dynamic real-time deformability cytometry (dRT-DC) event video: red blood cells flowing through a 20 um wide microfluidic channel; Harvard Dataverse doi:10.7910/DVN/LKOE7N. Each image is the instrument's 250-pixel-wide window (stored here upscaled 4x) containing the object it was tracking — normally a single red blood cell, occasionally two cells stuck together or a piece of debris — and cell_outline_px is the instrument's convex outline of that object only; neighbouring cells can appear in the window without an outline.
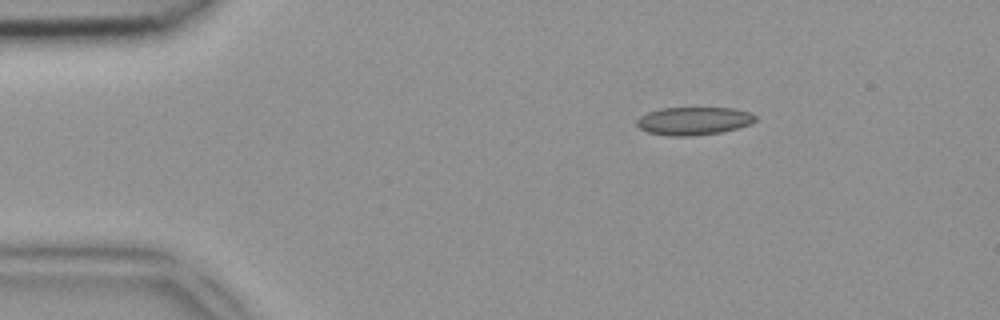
{"species": "common noctule bat (a hibernating species)", "species_latin": "Nyctalus noctula", "temperature_condition": "room temperature", "stored_images_in_passage": 43, "camera_frame_rate_fps": 3000, "um_per_image_px": 0.085, "animal": {"sex": "female", "body_mass_g": 18.4}, "frame": {"image": 1, "passage_image": 3, "time_ms": 0.667, "image_size_px": [1000, 320], "cell_outline_px": [[756, 120], [748, 124], [736, 128], [720, 132], [692, 136], [668, 136], [648, 132], [640, 128], [636, 124], [636, 120], [640, 116], [648, 112], [660, 108], [732, 108], [748, 112], [756, 116]], "centroid_in_image_um": [58.92, 10.28], "position_along_channel_um": 26.1, "area_um2": 19.19}}
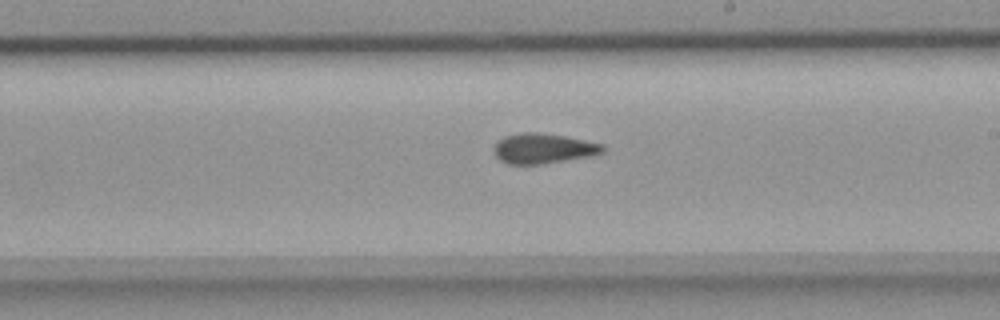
{"frame": {"image": 2, "passage_image": 23, "time_ms": 7.333, "image_size_px": [1000, 320], "cell_outline_px": [[608, 148], [604, 152], [588, 156], [540, 164], [508, 164], [500, 160], [492, 152], [492, 148], [496, 140], [504, 136], [520, 132], [540, 132], [564, 136], [604, 144]], "centroid_in_image_um": [46.13, 12.6], "position_along_channel_um": 242.9, "area_um2": 19.31}}
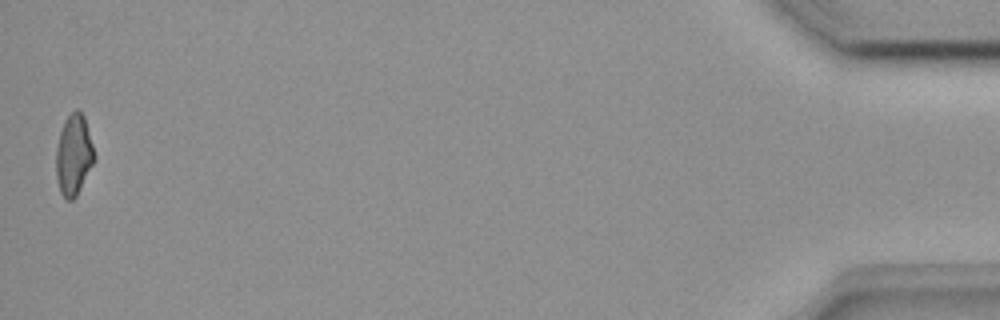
{"frame": {"image": 3, "passage_image": 43, "time_ms": 14.0, "image_size_px": [1000, 320], "cell_outline_px": [[96, 156], [76, 196], [72, 200], [68, 200], [60, 192], [56, 176], [56, 148], [60, 132], [64, 120], [76, 108], [84, 116]], "centroid_in_image_um": [6.25, 13.15], "position_along_channel_um": 428.9, "area_um2": 17.74}}